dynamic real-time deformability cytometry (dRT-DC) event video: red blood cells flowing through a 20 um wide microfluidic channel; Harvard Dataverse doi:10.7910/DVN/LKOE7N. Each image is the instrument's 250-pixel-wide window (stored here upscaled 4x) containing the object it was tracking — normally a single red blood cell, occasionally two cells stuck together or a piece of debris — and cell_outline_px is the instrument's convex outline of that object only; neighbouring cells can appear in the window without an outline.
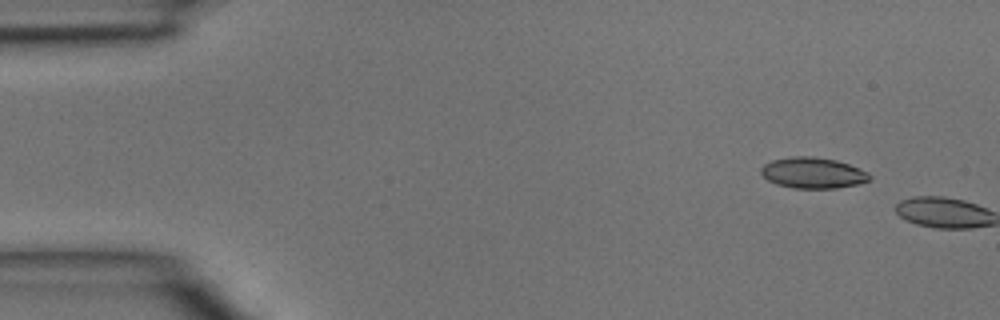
{"species": "common noctule bat (a hibernating species)", "species_latin": "Nyctalus noctula", "temperature_condition": "room temperature", "stored_images_in_passage": 2, "camera_frame_rate_fps": 3000, "um_per_image_px": 0.085, "animal": {"sex": "male", "body_mass_g": 15.6}, "frame": {"image": 1, "passage_image": 1, "time_ms": 0.0, "image_size_px": [1000, 320], "cell_outline_px": [[872, 180], [856, 184], [836, 188], [792, 188], [776, 184], [768, 180], [760, 172], [760, 168], [764, 164], [772, 160], [792, 156], [812, 156], [836, 160], [848, 164], [868, 172], [872, 176]], "centroid_in_image_um": [69.09, 14.69], "position_along_channel_um": 15.9, "area_um2": 19.59}}